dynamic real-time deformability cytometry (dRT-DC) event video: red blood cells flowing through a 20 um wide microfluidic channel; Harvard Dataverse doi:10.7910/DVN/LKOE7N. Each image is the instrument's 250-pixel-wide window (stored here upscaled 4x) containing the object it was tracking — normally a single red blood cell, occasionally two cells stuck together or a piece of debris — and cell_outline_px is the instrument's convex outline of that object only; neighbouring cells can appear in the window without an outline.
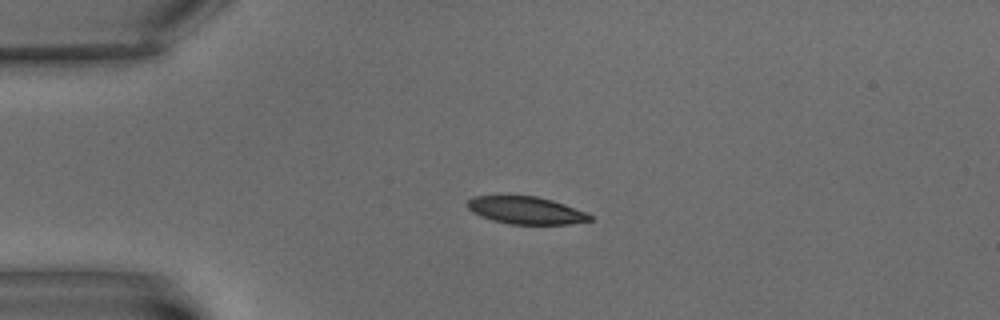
{"species": "common noctule bat (a hibernating species)", "species_latin": "Nyctalus noctula", "temperature_condition": "warm", "stored_images_in_passage": 4, "camera_frame_rate_fps": 3000, "um_per_image_px": 0.085, "animal": {"sex": "male", "body_mass_g": 15.6}, "frame": {"image": 1, "passage_image": 1, "time_ms": 0.0, "image_size_px": [1000, 320], "cell_outline_px": [[592, 220], [568, 224], [508, 224], [492, 220], [480, 216], [472, 212], [468, 208], [468, 200], [472, 196], [536, 196], [552, 200], [564, 204], [584, 212], [592, 216]], "centroid_in_image_um": [44.67, 17.88], "position_along_channel_um": 40.3, "area_um2": 19.42}}
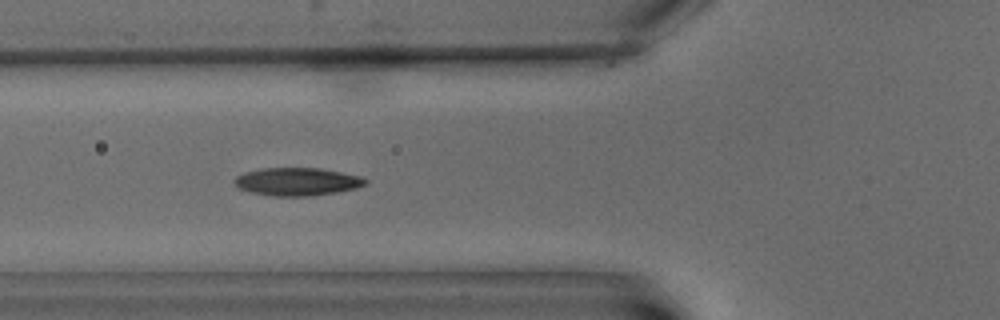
{"frame": {"image": 2, "passage_image": 3, "time_ms": 3.0, "image_size_px": [1000, 320], "cell_outline_px": [[368, 180], [364, 184], [356, 188], [336, 192], [308, 196], [272, 196], [252, 192], [240, 188], [232, 180], [236, 176], [244, 172], [260, 168], [320, 168], [360, 176]], "centroid_in_image_um": [25.23, 15.43], "position_along_channel_um": 100.6, "area_um2": 21.15}}